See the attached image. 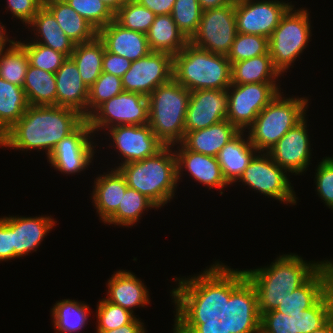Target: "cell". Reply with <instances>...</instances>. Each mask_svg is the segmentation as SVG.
Wrapping results in <instances>:
<instances>
[{"label":"cell","instance_id":"cell-1","mask_svg":"<svg viewBox=\"0 0 333 333\" xmlns=\"http://www.w3.org/2000/svg\"><path fill=\"white\" fill-rule=\"evenodd\" d=\"M170 293L176 305L175 323H220L230 298V267L215 262L197 277L175 278Z\"/></svg>","mask_w":333,"mask_h":333},{"label":"cell","instance_id":"cell-2","mask_svg":"<svg viewBox=\"0 0 333 333\" xmlns=\"http://www.w3.org/2000/svg\"><path fill=\"white\" fill-rule=\"evenodd\" d=\"M86 119L78 111L60 106L29 105L23 116L4 134L0 146L20 150H46L74 132Z\"/></svg>","mask_w":333,"mask_h":333},{"label":"cell","instance_id":"cell-3","mask_svg":"<svg viewBox=\"0 0 333 333\" xmlns=\"http://www.w3.org/2000/svg\"><path fill=\"white\" fill-rule=\"evenodd\" d=\"M274 261L267 267L244 270L256 290L260 316L276 309L288 293L303 285L326 262L308 263L292 253Z\"/></svg>","mask_w":333,"mask_h":333},{"label":"cell","instance_id":"cell-4","mask_svg":"<svg viewBox=\"0 0 333 333\" xmlns=\"http://www.w3.org/2000/svg\"><path fill=\"white\" fill-rule=\"evenodd\" d=\"M172 146H165L156 155L116 167L127 186L145 195L158 208L168 203L177 187V160Z\"/></svg>","mask_w":333,"mask_h":333},{"label":"cell","instance_id":"cell-5","mask_svg":"<svg viewBox=\"0 0 333 333\" xmlns=\"http://www.w3.org/2000/svg\"><path fill=\"white\" fill-rule=\"evenodd\" d=\"M173 78L190 92L227 90L231 85V63L227 56L211 53L189 42L173 56Z\"/></svg>","mask_w":333,"mask_h":333},{"label":"cell","instance_id":"cell-6","mask_svg":"<svg viewBox=\"0 0 333 333\" xmlns=\"http://www.w3.org/2000/svg\"><path fill=\"white\" fill-rule=\"evenodd\" d=\"M191 92L174 78L158 86L149 96V126L165 145L181 143L185 136V120Z\"/></svg>","mask_w":333,"mask_h":333},{"label":"cell","instance_id":"cell-7","mask_svg":"<svg viewBox=\"0 0 333 333\" xmlns=\"http://www.w3.org/2000/svg\"><path fill=\"white\" fill-rule=\"evenodd\" d=\"M286 98V99H285ZM308 98L282 97L279 92L248 127L251 144L267 153L291 128L306 117Z\"/></svg>","mask_w":333,"mask_h":333},{"label":"cell","instance_id":"cell-8","mask_svg":"<svg viewBox=\"0 0 333 333\" xmlns=\"http://www.w3.org/2000/svg\"><path fill=\"white\" fill-rule=\"evenodd\" d=\"M310 27L309 12L305 8L294 10L292 6L281 18L269 38V54L274 68L280 74L287 72L308 46Z\"/></svg>","mask_w":333,"mask_h":333},{"label":"cell","instance_id":"cell-9","mask_svg":"<svg viewBox=\"0 0 333 333\" xmlns=\"http://www.w3.org/2000/svg\"><path fill=\"white\" fill-rule=\"evenodd\" d=\"M93 133L113 126L145 125L149 122V101L139 93L122 91L101 104L87 119Z\"/></svg>","mask_w":333,"mask_h":333},{"label":"cell","instance_id":"cell-10","mask_svg":"<svg viewBox=\"0 0 333 333\" xmlns=\"http://www.w3.org/2000/svg\"><path fill=\"white\" fill-rule=\"evenodd\" d=\"M276 83L231 84L227 89L226 119L245 131L258 114L281 92Z\"/></svg>","mask_w":333,"mask_h":333},{"label":"cell","instance_id":"cell-11","mask_svg":"<svg viewBox=\"0 0 333 333\" xmlns=\"http://www.w3.org/2000/svg\"><path fill=\"white\" fill-rule=\"evenodd\" d=\"M235 3L202 11L197 32L189 42L203 50L227 56L237 35Z\"/></svg>","mask_w":333,"mask_h":333},{"label":"cell","instance_id":"cell-12","mask_svg":"<svg viewBox=\"0 0 333 333\" xmlns=\"http://www.w3.org/2000/svg\"><path fill=\"white\" fill-rule=\"evenodd\" d=\"M285 172L267 153L260 152L244 170L239 182L268 198L294 205L297 197Z\"/></svg>","mask_w":333,"mask_h":333},{"label":"cell","instance_id":"cell-13","mask_svg":"<svg viewBox=\"0 0 333 333\" xmlns=\"http://www.w3.org/2000/svg\"><path fill=\"white\" fill-rule=\"evenodd\" d=\"M292 6L281 0H235L237 32L269 39L281 18Z\"/></svg>","mask_w":333,"mask_h":333},{"label":"cell","instance_id":"cell-14","mask_svg":"<svg viewBox=\"0 0 333 333\" xmlns=\"http://www.w3.org/2000/svg\"><path fill=\"white\" fill-rule=\"evenodd\" d=\"M173 78V56L165 52H150L131 63L122 76L124 91L148 97L158 86Z\"/></svg>","mask_w":333,"mask_h":333},{"label":"cell","instance_id":"cell-15","mask_svg":"<svg viewBox=\"0 0 333 333\" xmlns=\"http://www.w3.org/2000/svg\"><path fill=\"white\" fill-rule=\"evenodd\" d=\"M89 122L85 120L74 132L63 138L48 156L54 169L63 174H75L84 171L93 160L94 143ZM91 139V140H90Z\"/></svg>","mask_w":333,"mask_h":333},{"label":"cell","instance_id":"cell-16","mask_svg":"<svg viewBox=\"0 0 333 333\" xmlns=\"http://www.w3.org/2000/svg\"><path fill=\"white\" fill-rule=\"evenodd\" d=\"M107 133L112 138L114 148L124 158L120 165L144 160L165 147L149 124L113 126L108 128Z\"/></svg>","mask_w":333,"mask_h":333},{"label":"cell","instance_id":"cell-17","mask_svg":"<svg viewBox=\"0 0 333 333\" xmlns=\"http://www.w3.org/2000/svg\"><path fill=\"white\" fill-rule=\"evenodd\" d=\"M305 117L291 128L268 152L286 173L302 174L310 164V140Z\"/></svg>","mask_w":333,"mask_h":333},{"label":"cell","instance_id":"cell-18","mask_svg":"<svg viewBox=\"0 0 333 333\" xmlns=\"http://www.w3.org/2000/svg\"><path fill=\"white\" fill-rule=\"evenodd\" d=\"M227 90H195L189 98L185 134L205 129L227 117Z\"/></svg>","mask_w":333,"mask_h":333},{"label":"cell","instance_id":"cell-19","mask_svg":"<svg viewBox=\"0 0 333 333\" xmlns=\"http://www.w3.org/2000/svg\"><path fill=\"white\" fill-rule=\"evenodd\" d=\"M333 287V268L326 262L300 287L288 293L275 310L297 314L313 307Z\"/></svg>","mask_w":333,"mask_h":333},{"label":"cell","instance_id":"cell-20","mask_svg":"<svg viewBox=\"0 0 333 333\" xmlns=\"http://www.w3.org/2000/svg\"><path fill=\"white\" fill-rule=\"evenodd\" d=\"M56 106L78 111L87 119L89 87L82 81L78 67L68 57L55 73Z\"/></svg>","mask_w":333,"mask_h":333},{"label":"cell","instance_id":"cell-21","mask_svg":"<svg viewBox=\"0 0 333 333\" xmlns=\"http://www.w3.org/2000/svg\"><path fill=\"white\" fill-rule=\"evenodd\" d=\"M97 36L108 52L123 56L131 62L151 52L145 33L124 28L115 20L100 28Z\"/></svg>","mask_w":333,"mask_h":333},{"label":"cell","instance_id":"cell-22","mask_svg":"<svg viewBox=\"0 0 333 333\" xmlns=\"http://www.w3.org/2000/svg\"><path fill=\"white\" fill-rule=\"evenodd\" d=\"M177 150H174L177 160V179L182 176V169L188 170L190 176L197 181L208 186L209 189L223 190L229 184L222 175L221 167L216 157L207 156L188 150L182 143H178ZM180 176V177H179Z\"/></svg>","mask_w":333,"mask_h":333},{"label":"cell","instance_id":"cell-23","mask_svg":"<svg viewBox=\"0 0 333 333\" xmlns=\"http://www.w3.org/2000/svg\"><path fill=\"white\" fill-rule=\"evenodd\" d=\"M107 301L121 306L132 313L133 308L144 307L150 303L147 287L132 272L118 270L108 280Z\"/></svg>","mask_w":333,"mask_h":333},{"label":"cell","instance_id":"cell-24","mask_svg":"<svg viewBox=\"0 0 333 333\" xmlns=\"http://www.w3.org/2000/svg\"><path fill=\"white\" fill-rule=\"evenodd\" d=\"M244 132L240 131L216 156L222 175L229 185L240 179L253 158L260 153L251 144L249 137L244 139Z\"/></svg>","mask_w":333,"mask_h":333},{"label":"cell","instance_id":"cell-25","mask_svg":"<svg viewBox=\"0 0 333 333\" xmlns=\"http://www.w3.org/2000/svg\"><path fill=\"white\" fill-rule=\"evenodd\" d=\"M240 130L227 119L205 129L187 132L181 142L188 150L216 157Z\"/></svg>","mask_w":333,"mask_h":333},{"label":"cell","instance_id":"cell-26","mask_svg":"<svg viewBox=\"0 0 333 333\" xmlns=\"http://www.w3.org/2000/svg\"><path fill=\"white\" fill-rule=\"evenodd\" d=\"M55 225L54 219L47 216L40 217H12V241L15 258H19L41 244L43 238Z\"/></svg>","mask_w":333,"mask_h":333},{"label":"cell","instance_id":"cell-27","mask_svg":"<svg viewBox=\"0 0 333 333\" xmlns=\"http://www.w3.org/2000/svg\"><path fill=\"white\" fill-rule=\"evenodd\" d=\"M92 199L100 219L105 222L119 207L127 183L118 169H113L108 174L96 177Z\"/></svg>","mask_w":333,"mask_h":333},{"label":"cell","instance_id":"cell-28","mask_svg":"<svg viewBox=\"0 0 333 333\" xmlns=\"http://www.w3.org/2000/svg\"><path fill=\"white\" fill-rule=\"evenodd\" d=\"M151 52L179 53L189 40L178 29L171 14L157 15L146 33Z\"/></svg>","mask_w":333,"mask_h":333},{"label":"cell","instance_id":"cell-29","mask_svg":"<svg viewBox=\"0 0 333 333\" xmlns=\"http://www.w3.org/2000/svg\"><path fill=\"white\" fill-rule=\"evenodd\" d=\"M34 27L37 38L33 42L50 47L51 49L65 54L70 57L75 48V43L70 40L65 32L61 29L54 15L45 7L42 6L28 27ZM40 37V38H39Z\"/></svg>","mask_w":333,"mask_h":333},{"label":"cell","instance_id":"cell-30","mask_svg":"<svg viewBox=\"0 0 333 333\" xmlns=\"http://www.w3.org/2000/svg\"><path fill=\"white\" fill-rule=\"evenodd\" d=\"M56 18L61 29L75 44L94 40L98 31L79 15L65 0L52 1L44 5Z\"/></svg>","mask_w":333,"mask_h":333},{"label":"cell","instance_id":"cell-31","mask_svg":"<svg viewBox=\"0 0 333 333\" xmlns=\"http://www.w3.org/2000/svg\"><path fill=\"white\" fill-rule=\"evenodd\" d=\"M225 315H260L257 294L244 270L230 268V298L226 301Z\"/></svg>","mask_w":333,"mask_h":333},{"label":"cell","instance_id":"cell-32","mask_svg":"<svg viewBox=\"0 0 333 333\" xmlns=\"http://www.w3.org/2000/svg\"><path fill=\"white\" fill-rule=\"evenodd\" d=\"M282 76L273 66L270 54L231 64V84L276 83Z\"/></svg>","mask_w":333,"mask_h":333},{"label":"cell","instance_id":"cell-33","mask_svg":"<svg viewBox=\"0 0 333 333\" xmlns=\"http://www.w3.org/2000/svg\"><path fill=\"white\" fill-rule=\"evenodd\" d=\"M29 107L23 87L0 77V142Z\"/></svg>","mask_w":333,"mask_h":333},{"label":"cell","instance_id":"cell-34","mask_svg":"<svg viewBox=\"0 0 333 333\" xmlns=\"http://www.w3.org/2000/svg\"><path fill=\"white\" fill-rule=\"evenodd\" d=\"M23 89L29 105L56 106L55 74L29 64Z\"/></svg>","mask_w":333,"mask_h":333},{"label":"cell","instance_id":"cell-35","mask_svg":"<svg viewBox=\"0 0 333 333\" xmlns=\"http://www.w3.org/2000/svg\"><path fill=\"white\" fill-rule=\"evenodd\" d=\"M105 46L98 36L89 42L76 44L71 58L78 67L82 81L91 87L102 73Z\"/></svg>","mask_w":333,"mask_h":333},{"label":"cell","instance_id":"cell-36","mask_svg":"<svg viewBox=\"0 0 333 333\" xmlns=\"http://www.w3.org/2000/svg\"><path fill=\"white\" fill-rule=\"evenodd\" d=\"M89 306L79 301L64 299L55 303L51 309L57 333L80 332L87 324Z\"/></svg>","mask_w":333,"mask_h":333},{"label":"cell","instance_id":"cell-37","mask_svg":"<svg viewBox=\"0 0 333 333\" xmlns=\"http://www.w3.org/2000/svg\"><path fill=\"white\" fill-rule=\"evenodd\" d=\"M158 208L145 195L127 187L118 209L104 222L120 226H133L147 209Z\"/></svg>","mask_w":333,"mask_h":333},{"label":"cell","instance_id":"cell-38","mask_svg":"<svg viewBox=\"0 0 333 333\" xmlns=\"http://www.w3.org/2000/svg\"><path fill=\"white\" fill-rule=\"evenodd\" d=\"M296 315V332L311 333L320 329L333 317V287L311 308Z\"/></svg>","mask_w":333,"mask_h":333},{"label":"cell","instance_id":"cell-39","mask_svg":"<svg viewBox=\"0 0 333 333\" xmlns=\"http://www.w3.org/2000/svg\"><path fill=\"white\" fill-rule=\"evenodd\" d=\"M28 66L29 58L25 48L18 41H13L1 56L0 77L23 87Z\"/></svg>","mask_w":333,"mask_h":333},{"label":"cell","instance_id":"cell-40","mask_svg":"<svg viewBox=\"0 0 333 333\" xmlns=\"http://www.w3.org/2000/svg\"><path fill=\"white\" fill-rule=\"evenodd\" d=\"M155 14L136 0H128L115 14L114 20L122 27L147 33L154 22Z\"/></svg>","mask_w":333,"mask_h":333},{"label":"cell","instance_id":"cell-41","mask_svg":"<svg viewBox=\"0 0 333 333\" xmlns=\"http://www.w3.org/2000/svg\"><path fill=\"white\" fill-rule=\"evenodd\" d=\"M269 54V39L264 36L237 33L227 59L230 63Z\"/></svg>","mask_w":333,"mask_h":333},{"label":"cell","instance_id":"cell-42","mask_svg":"<svg viewBox=\"0 0 333 333\" xmlns=\"http://www.w3.org/2000/svg\"><path fill=\"white\" fill-rule=\"evenodd\" d=\"M124 91L122 78L102 72L95 83L89 87L87 118L104 102Z\"/></svg>","mask_w":333,"mask_h":333},{"label":"cell","instance_id":"cell-43","mask_svg":"<svg viewBox=\"0 0 333 333\" xmlns=\"http://www.w3.org/2000/svg\"><path fill=\"white\" fill-rule=\"evenodd\" d=\"M171 15L178 29L190 40L197 32L202 9L198 0H176Z\"/></svg>","mask_w":333,"mask_h":333},{"label":"cell","instance_id":"cell-44","mask_svg":"<svg viewBox=\"0 0 333 333\" xmlns=\"http://www.w3.org/2000/svg\"><path fill=\"white\" fill-rule=\"evenodd\" d=\"M18 42L25 48L31 66L54 74L68 58L65 54L32 40L29 43Z\"/></svg>","mask_w":333,"mask_h":333},{"label":"cell","instance_id":"cell-45","mask_svg":"<svg viewBox=\"0 0 333 333\" xmlns=\"http://www.w3.org/2000/svg\"><path fill=\"white\" fill-rule=\"evenodd\" d=\"M98 31L114 20V14L101 0H65Z\"/></svg>","mask_w":333,"mask_h":333},{"label":"cell","instance_id":"cell-46","mask_svg":"<svg viewBox=\"0 0 333 333\" xmlns=\"http://www.w3.org/2000/svg\"><path fill=\"white\" fill-rule=\"evenodd\" d=\"M97 330H112L131 323L136 317L131 311L115 305L105 298L97 305Z\"/></svg>","mask_w":333,"mask_h":333},{"label":"cell","instance_id":"cell-47","mask_svg":"<svg viewBox=\"0 0 333 333\" xmlns=\"http://www.w3.org/2000/svg\"><path fill=\"white\" fill-rule=\"evenodd\" d=\"M319 163L315 174L317 194L333 210V157H325Z\"/></svg>","mask_w":333,"mask_h":333},{"label":"cell","instance_id":"cell-48","mask_svg":"<svg viewBox=\"0 0 333 333\" xmlns=\"http://www.w3.org/2000/svg\"><path fill=\"white\" fill-rule=\"evenodd\" d=\"M260 333H297L296 315L294 317L271 310L261 315Z\"/></svg>","mask_w":333,"mask_h":333},{"label":"cell","instance_id":"cell-49","mask_svg":"<svg viewBox=\"0 0 333 333\" xmlns=\"http://www.w3.org/2000/svg\"><path fill=\"white\" fill-rule=\"evenodd\" d=\"M260 315H232L220 320L222 326L230 333H260Z\"/></svg>","mask_w":333,"mask_h":333},{"label":"cell","instance_id":"cell-50","mask_svg":"<svg viewBox=\"0 0 333 333\" xmlns=\"http://www.w3.org/2000/svg\"><path fill=\"white\" fill-rule=\"evenodd\" d=\"M7 8L16 19L26 25L31 22L38 10L42 7L39 0H7Z\"/></svg>","mask_w":333,"mask_h":333},{"label":"cell","instance_id":"cell-51","mask_svg":"<svg viewBox=\"0 0 333 333\" xmlns=\"http://www.w3.org/2000/svg\"><path fill=\"white\" fill-rule=\"evenodd\" d=\"M15 258L12 241V216L0 218V261Z\"/></svg>","mask_w":333,"mask_h":333},{"label":"cell","instance_id":"cell-52","mask_svg":"<svg viewBox=\"0 0 333 333\" xmlns=\"http://www.w3.org/2000/svg\"><path fill=\"white\" fill-rule=\"evenodd\" d=\"M131 63L125 57L113 54L105 49L102 60V72L122 78L125 72L131 67Z\"/></svg>","mask_w":333,"mask_h":333},{"label":"cell","instance_id":"cell-53","mask_svg":"<svg viewBox=\"0 0 333 333\" xmlns=\"http://www.w3.org/2000/svg\"><path fill=\"white\" fill-rule=\"evenodd\" d=\"M220 323H174L173 333H230Z\"/></svg>","mask_w":333,"mask_h":333},{"label":"cell","instance_id":"cell-54","mask_svg":"<svg viewBox=\"0 0 333 333\" xmlns=\"http://www.w3.org/2000/svg\"><path fill=\"white\" fill-rule=\"evenodd\" d=\"M140 5L151 10L156 16L171 14L176 0H136Z\"/></svg>","mask_w":333,"mask_h":333},{"label":"cell","instance_id":"cell-55","mask_svg":"<svg viewBox=\"0 0 333 333\" xmlns=\"http://www.w3.org/2000/svg\"><path fill=\"white\" fill-rule=\"evenodd\" d=\"M97 333H146V329L139 318H135L131 323L125 324L112 330H96Z\"/></svg>","mask_w":333,"mask_h":333},{"label":"cell","instance_id":"cell-56","mask_svg":"<svg viewBox=\"0 0 333 333\" xmlns=\"http://www.w3.org/2000/svg\"><path fill=\"white\" fill-rule=\"evenodd\" d=\"M202 11L235 3V0H198Z\"/></svg>","mask_w":333,"mask_h":333},{"label":"cell","instance_id":"cell-57","mask_svg":"<svg viewBox=\"0 0 333 333\" xmlns=\"http://www.w3.org/2000/svg\"><path fill=\"white\" fill-rule=\"evenodd\" d=\"M115 14L128 0H101Z\"/></svg>","mask_w":333,"mask_h":333},{"label":"cell","instance_id":"cell-58","mask_svg":"<svg viewBox=\"0 0 333 333\" xmlns=\"http://www.w3.org/2000/svg\"><path fill=\"white\" fill-rule=\"evenodd\" d=\"M311 333H333V317L320 329L315 330Z\"/></svg>","mask_w":333,"mask_h":333},{"label":"cell","instance_id":"cell-59","mask_svg":"<svg viewBox=\"0 0 333 333\" xmlns=\"http://www.w3.org/2000/svg\"><path fill=\"white\" fill-rule=\"evenodd\" d=\"M14 40H10L8 37H0V59L1 56L3 54V52L5 51V46L8 43H12Z\"/></svg>","mask_w":333,"mask_h":333},{"label":"cell","instance_id":"cell-60","mask_svg":"<svg viewBox=\"0 0 333 333\" xmlns=\"http://www.w3.org/2000/svg\"><path fill=\"white\" fill-rule=\"evenodd\" d=\"M5 26L0 23V37H8V34H6V29L4 28Z\"/></svg>","mask_w":333,"mask_h":333},{"label":"cell","instance_id":"cell-61","mask_svg":"<svg viewBox=\"0 0 333 333\" xmlns=\"http://www.w3.org/2000/svg\"><path fill=\"white\" fill-rule=\"evenodd\" d=\"M39 1H40L41 5L44 6V5H46L47 3H49V2L57 1V0H39Z\"/></svg>","mask_w":333,"mask_h":333}]
</instances>
